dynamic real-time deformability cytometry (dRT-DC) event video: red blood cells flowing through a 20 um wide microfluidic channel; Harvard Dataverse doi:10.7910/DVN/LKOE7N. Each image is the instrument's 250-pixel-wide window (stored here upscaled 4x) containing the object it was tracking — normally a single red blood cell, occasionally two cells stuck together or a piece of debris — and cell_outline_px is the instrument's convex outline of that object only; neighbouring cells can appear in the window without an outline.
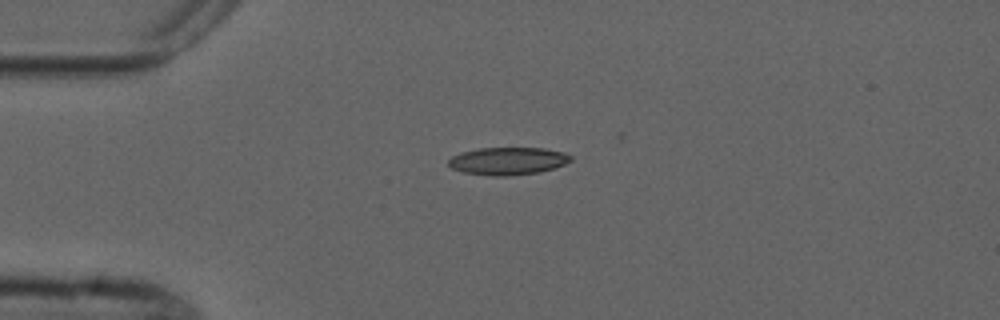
{"species": "common noctule bat (a hibernating species)", "species_latin": "Nyctalus noctula", "temperature_condition": "cold", "stored_images_in_passage": 2, "camera_frame_rate_fps": 3000, "um_per_image_px": 0.085, "animal": {"sex": "male", "forearm_length_mm": 52.5}, "frame": {"image": 1, "passage_image": 1, "time_ms": 0.0, "image_size_px": [1000, 320], "cell_outline_px": [[572, 160], [564, 164], [540, 172], [508, 176], [492, 176], [464, 172], [452, 168], [448, 164], [448, 160], [452, 156], [460, 152], [476, 148], [544, 148], [564, 152], [572, 156]], "centroid_in_image_um": [43.16, 13.68], "position_along_channel_um": 41.8, "area_um2": 19.71}}